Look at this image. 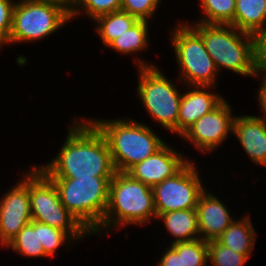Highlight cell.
Returning a JSON list of instances; mask_svg holds the SVG:
<instances>
[{"label": "cell", "instance_id": "25", "mask_svg": "<svg viewBox=\"0 0 266 266\" xmlns=\"http://www.w3.org/2000/svg\"><path fill=\"white\" fill-rule=\"evenodd\" d=\"M208 260L213 266H243L248 257L220 244L217 240L208 242Z\"/></svg>", "mask_w": 266, "mask_h": 266}, {"label": "cell", "instance_id": "15", "mask_svg": "<svg viewBox=\"0 0 266 266\" xmlns=\"http://www.w3.org/2000/svg\"><path fill=\"white\" fill-rule=\"evenodd\" d=\"M196 211L200 238L207 242L217 240L234 221L222 201L207 190L201 194Z\"/></svg>", "mask_w": 266, "mask_h": 266}, {"label": "cell", "instance_id": "14", "mask_svg": "<svg viewBox=\"0 0 266 266\" xmlns=\"http://www.w3.org/2000/svg\"><path fill=\"white\" fill-rule=\"evenodd\" d=\"M264 116H235L232 133L250 159L266 167V114Z\"/></svg>", "mask_w": 266, "mask_h": 266}, {"label": "cell", "instance_id": "28", "mask_svg": "<svg viewBox=\"0 0 266 266\" xmlns=\"http://www.w3.org/2000/svg\"><path fill=\"white\" fill-rule=\"evenodd\" d=\"M161 0H121V10L138 20H150Z\"/></svg>", "mask_w": 266, "mask_h": 266}, {"label": "cell", "instance_id": "17", "mask_svg": "<svg viewBox=\"0 0 266 266\" xmlns=\"http://www.w3.org/2000/svg\"><path fill=\"white\" fill-rule=\"evenodd\" d=\"M238 30L257 35L266 30V0H236L234 21Z\"/></svg>", "mask_w": 266, "mask_h": 266}, {"label": "cell", "instance_id": "24", "mask_svg": "<svg viewBox=\"0 0 266 266\" xmlns=\"http://www.w3.org/2000/svg\"><path fill=\"white\" fill-rule=\"evenodd\" d=\"M78 8H83L84 14L95 20L99 16L121 10V0H71L70 19L82 14Z\"/></svg>", "mask_w": 266, "mask_h": 266}, {"label": "cell", "instance_id": "5", "mask_svg": "<svg viewBox=\"0 0 266 266\" xmlns=\"http://www.w3.org/2000/svg\"><path fill=\"white\" fill-rule=\"evenodd\" d=\"M112 177L50 179L58 190L61 203L94 235L107 210Z\"/></svg>", "mask_w": 266, "mask_h": 266}, {"label": "cell", "instance_id": "6", "mask_svg": "<svg viewBox=\"0 0 266 266\" xmlns=\"http://www.w3.org/2000/svg\"><path fill=\"white\" fill-rule=\"evenodd\" d=\"M70 20V0L15 2L9 44L43 39Z\"/></svg>", "mask_w": 266, "mask_h": 266}, {"label": "cell", "instance_id": "29", "mask_svg": "<svg viewBox=\"0 0 266 266\" xmlns=\"http://www.w3.org/2000/svg\"><path fill=\"white\" fill-rule=\"evenodd\" d=\"M12 0H0V46L9 44L12 27V16L15 2Z\"/></svg>", "mask_w": 266, "mask_h": 266}, {"label": "cell", "instance_id": "26", "mask_svg": "<svg viewBox=\"0 0 266 266\" xmlns=\"http://www.w3.org/2000/svg\"><path fill=\"white\" fill-rule=\"evenodd\" d=\"M39 238L45 254L53 257L57 248L62 246L65 241L73 243L74 240L67 232L50 225L39 223ZM71 240V241H69Z\"/></svg>", "mask_w": 266, "mask_h": 266}, {"label": "cell", "instance_id": "8", "mask_svg": "<svg viewBox=\"0 0 266 266\" xmlns=\"http://www.w3.org/2000/svg\"><path fill=\"white\" fill-rule=\"evenodd\" d=\"M139 80L137 92L153 120L178 135V116L182 94L174 83L154 65L137 60Z\"/></svg>", "mask_w": 266, "mask_h": 266}, {"label": "cell", "instance_id": "32", "mask_svg": "<svg viewBox=\"0 0 266 266\" xmlns=\"http://www.w3.org/2000/svg\"><path fill=\"white\" fill-rule=\"evenodd\" d=\"M263 71V72H262ZM262 74V79L263 81L261 82V87L259 93H258V104L261 108V111L263 112V115L266 114V67H254V72L253 76L254 77H259V73ZM265 73V74H264Z\"/></svg>", "mask_w": 266, "mask_h": 266}, {"label": "cell", "instance_id": "2", "mask_svg": "<svg viewBox=\"0 0 266 266\" xmlns=\"http://www.w3.org/2000/svg\"><path fill=\"white\" fill-rule=\"evenodd\" d=\"M90 121L105 137L117 172H127L165 144L151 127L131 119Z\"/></svg>", "mask_w": 266, "mask_h": 266}, {"label": "cell", "instance_id": "7", "mask_svg": "<svg viewBox=\"0 0 266 266\" xmlns=\"http://www.w3.org/2000/svg\"><path fill=\"white\" fill-rule=\"evenodd\" d=\"M29 170V201L32 220L57 227L73 239L81 240L91 233L61 203L53 181L39 168Z\"/></svg>", "mask_w": 266, "mask_h": 266}, {"label": "cell", "instance_id": "4", "mask_svg": "<svg viewBox=\"0 0 266 266\" xmlns=\"http://www.w3.org/2000/svg\"><path fill=\"white\" fill-rule=\"evenodd\" d=\"M192 27L201 35L217 71L223 67L243 76H253L254 35L242 32L232 25L196 22Z\"/></svg>", "mask_w": 266, "mask_h": 266}, {"label": "cell", "instance_id": "9", "mask_svg": "<svg viewBox=\"0 0 266 266\" xmlns=\"http://www.w3.org/2000/svg\"><path fill=\"white\" fill-rule=\"evenodd\" d=\"M186 23H179L173 30L171 42L179 64L181 81L189 86H213L217 68L206 50L201 35Z\"/></svg>", "mask_w": 266, "mask_h": 266}, {"label": "cell", "instance_id": "3", "mask_svg": "<svg viewBox=\"0 0 266 266\" xmlns=\"http://www.w3.org/2000/svg\"><path fill=\"white\" fill-rule=\"evenodd\" d=\"M153 216L157 218L152 187L133 179L126 172H116L109 184L106 213L95 232L99 234L102 229L107 231L112 226L146 224Z\"/></svg>", "mask_w": 266, "mask_h": 266}, {"label": "cell", "instance_id": "23", "mask_svg": "<svg viewBox=\"0 0 266 266\" xmlns=\"http://www.w3.org/2000/svg\"><path fill=\"white\" fill-rule=\"evenodd\" d=\"M204 17L199 23L231 25L234 21L236 0H200Z\"/></svg>", "mask_w": 266, "mask_h": 266}, {"label": "cell", "instance_id": "21", "mask_svg": "<svg viewBox=\"0 0 266 266\" xmlns=\"http://www.w3.org/2000/svg\"><path fill=\"white\" fill-rule=\"evenodd\" d=\"M148 21L138 20L131 28L116 39L107 47L122 54H135L148 46Z\"/></svg>", "mask_w": 266, "mask_h": 266}, {"label": "cell", "instance_id": "27", "mask_svg": "<svg viewBox=\"0 0 266 266\" xmlns=\"http://www.w3.org/2000/svg\"><path fill=\"white\" fill-rule=\"evenodd\" d=\"M208 259V242L201 238L182 242L183 266H206Z\"/></svg>", "mask_w": 266, "mask_h": 266}, {"label": "cell", "instance_id": "18", "mask_svg": "<svg viewBox=\"0 0 266 266\" xmlns=\"http://www.w3.org/2000/svg\"><path fill=\"white\" fill-rule=\"evenodd\" d=\"M158 219L164 221L168 233L174 236L177 242H188L200 238L198 214L196 209L176 210L159 214Z\"/></svg>", "mask_w": 266, "mask_h": 266}, {"label": "cell", "instance_id": "31", "mask_svg": "<svg viewBox=\"0 0 266 266\" xmlns=\"http://www.w3.org/2000/svg\"><path fill=\"white\" fill-rule=\"evenodd\" d=\"M254 67H266V30L255 35Z\"/></svg>", "mask_w": 266, "mask_h": 266}, {"label": "cell", "instance_id": "19", "mask_svg": "<svg viewBox=\"0 0 266 266\" xmlns=\"http://www.w3.org/2000/svg\"><path fill=\"white\" fill-rule=\"evenodd\" d=\"M255 230L249 216L234 220L232 224L217 238V241L233 251L248 258L255 246Z\"/></svg>", "mask_w": 266, "mask_h": 266}, {"label": "cell", "instance_id": "30", "mask_svg": "<svg viewBox=\"0 0 266 266\" xmlns=\"http://www.w3.org/2000/svg\"><path fill=\"white\" fill-rule=\"evenodd\" d=\"M159 261L157 266H183L182 242L171 243Z\"/></svg>", "mask_w": 266, "mask_h": 266}, {"label": "cell", "instance_id": "13", "mask_svg": "<svg viewBox=\"0 0 266 266\" xmlns=\"http://www.w3.org/2000/svg\"><path fill=\"white\" fill-rule=\"evenodd\" d=\"M189 161L165 143L158 151L136 163L126 173L133 179L153 187L178 173Z\"/></svg>", "mask_w": 266, "mask_h": 266}, {"label": "cell", "instance_id": "20", "mask_svg": "<svg viewBox=\"0 0 266 266\" xmlns=\"http://www.w3.org/2000/svg\"><path fill=\"white\" fill-rule=\"evenodd\" d=\"M96 32L102 42L108 46L114 39L125 33L138 19L123 10H118L97 17L95 20Z\"/></svg>", "mask_w": 266, "mask_h": 266}, {"label": "cell", "instance_id": "10", "mask_svg": "<svg viewBox=\"0 0 266 266\" xmlns=\"http://www.w3.org/2000/svg\"><path fill=\"white\" fill-rule=\"evenodd\" d=\"M193 162L178 173L152 187L156 216L176 210L196 209L205 191Z\"/></svg>", "mask_w": 266, "mask_h": 266}, {"label": "cell", "instance_id": "16", "mask_svg": "<svg viewBox=\"0 0 266 266\" xmlns=\"http://www.w3.org/2000/svg\"><path fill=\"white\" fill-rule=\"evenodd\" d=\"M191 90L182 93L179 116L178 136L180 137L193 123L206 113L215 109L224 99L217 93L206 91L212 86H190ZM193 88V89H192Z\"/></svg>", "mask_w": 266, "mask_h": 266}, {"label": "cell", "instance_id": "22", "mask_svg": "<svg viewBox=\"0 0 266 266\" xmlns=\"http://www.w3.org/2000/svg\"><path fill=\"white\" fill-rule=\"evenodd\" d=\"M12 251L31 258L46 257L39 238V222L31 220L20 232L6 245Z\"/></svg>", "mask_w": 266, "mask_h": 266}, {"label": "cell", "instance_id": "1", "mask_svg": "<svg viewBox=\"0 0 266 266\" xmlns=\"http://www.w3.org/2000/svg\"><path fill=\"white\" fill-rule=\"evenodd\" d=\"M85 121L71 124L60 152L40 167L49 178L114 176L117 172L105 137L90 120Z\"/></svg>", "mask_w": 266, "mask_h": 266}, {"label": "cell", "instance_id": "12", "mask_svg": "<svg viewBox=\"0 0 266 266\" xmlns=\"http://www.w3.org/2000/svg\"><path fill=\"white\" fill-rule=\"evenodd\" d=\"M0 200V244L5 247L29 222V171Z\"/></svg>", "mask_w": 266, "mask_h": 266}, {"label": "cell", "instance_id": "11", "mask_svg": "<svg viewBox=\"0 0 266 266\" xmlns=\"http://www.w3.org/2000/svg\"><path fill=\"white\" fill-rule=\"evenodd\" d=\"M231 112L228 102L223 100L188 127L180 137L193 143L199 152H211L226 140L229 131H233L235 116Z\"/></svg>", "mask_w": 266, "mask_h": 266}]
</instances>
